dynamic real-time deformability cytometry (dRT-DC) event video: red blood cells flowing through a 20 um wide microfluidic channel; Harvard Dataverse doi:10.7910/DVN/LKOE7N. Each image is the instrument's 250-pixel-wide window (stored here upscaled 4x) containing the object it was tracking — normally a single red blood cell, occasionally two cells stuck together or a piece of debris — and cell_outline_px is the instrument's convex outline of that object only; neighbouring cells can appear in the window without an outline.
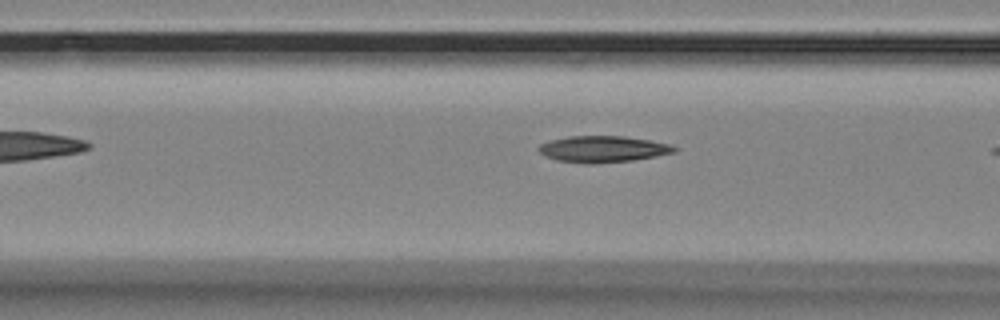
{"species": "Egyptian fruit bat (a non-hibernating species)", "species_latin": "Rousettus aegyptiacus", "temperature_condition": "room temperature", "stored_images_in_passage": 7, "camera_frame_rate_fps": 3000, "um_per_image_px": 0.085, "animal": {"sex": "female"}, "frame": {"image": 1, "passage_image": 5, "time_ms": 1.333, "image_size_px": [1000, 320], "cell_outline_px": [[676, 152], [656, 156], [632, 160], [592, 164], [588, 164], [556, 160], [544, 156], [536, 148], [540, 144], [548, 140], [568, 136], [624, 136], [648, 140], [668, 144], [676, 148]], "centroid_in_image_um": [51.18, 12.67], "position_along_channel_um": 115.4, "area_um2": 20.87}}